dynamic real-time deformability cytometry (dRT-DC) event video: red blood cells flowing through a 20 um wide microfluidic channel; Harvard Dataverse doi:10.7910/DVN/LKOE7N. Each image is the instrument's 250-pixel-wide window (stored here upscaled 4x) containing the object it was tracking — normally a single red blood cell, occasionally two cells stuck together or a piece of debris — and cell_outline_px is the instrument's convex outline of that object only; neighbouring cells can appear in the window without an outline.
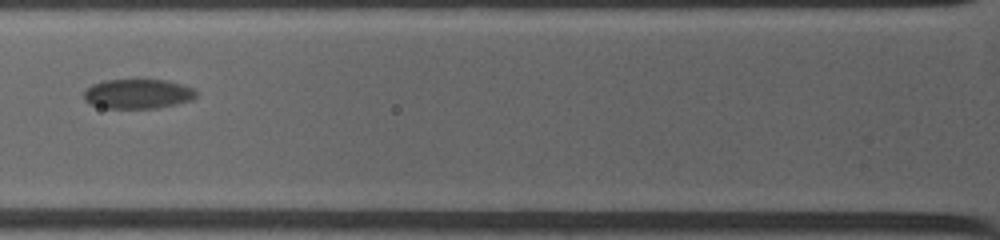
{"species": "common noctule bat (a hibernating species)", "species_latin": "Nyctalus noctula", "temperature_condition": "warm", "stored_images_in_passage": 7, "camera_frame_rate_fps": 4500, "um_per_image_px": 0.085, "animal": {"sex": "female", "body_mass_g": 19.0, "forearm_length_mm": 53.3}, "frame": {"image": 1, "passage_image": 3, "time_ms": 2.222, "image_size_px": [1000, 240], "cell_outline_px": [[196, 96], [192, 100], [176, 104], [156, 108], [108, 108], [88, 104], [84, 100], [84, 92], [92, 84], [104, 80], [168, 80], [184, 84], [192, 88], [196, 92]], "centroid_in_image_um": [11.72, 7.98], "position_along_channel_um": 114.1, "area_um2": 19.42}}
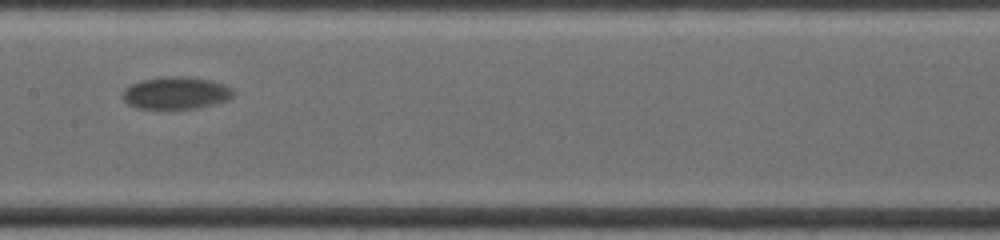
{"frame": {"image": 2, "passage_image": 5, "time_ms": 4.444, "image_size_px": [1000, 240], "cell_outline_px": [[236, 92], [228, 100], [216, 104], [196, 108], [136, 108], [128, 104], [120, 96], [120, 92], [124, 88], [140, 80], [160, 76], [188, 76], [212, 80], [224, 84], [232, 88]], "centroid_in_image_um": [14.95, 7.88], "position_along_channel_um": 192.5, "area_um2": 21.27}}
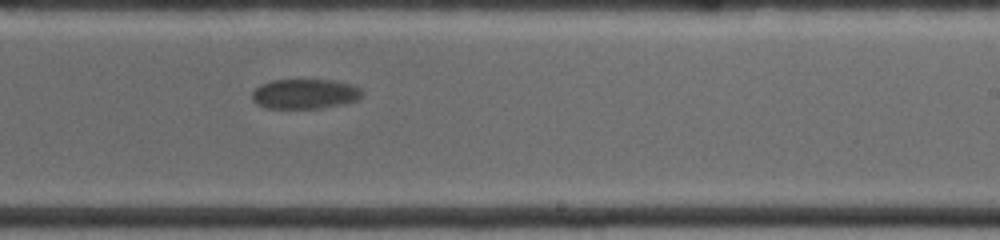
{"frame": {"image": 3, "passage_image": 7, "time_ms": 6.444, "image_size_px": [1000, 240], "cell_outline_px": [[364, 92], [356, 100], [344, 104], [320, 108], [264, 108], [256, 104], [252, 100], [252, 92], [260, 84], [272, 80], [332, 80], [352, 84], [360, 88]], "centroid_in_image_um": [25.9, 7.98], "position_along_channel_um": 263.1, "area_um2": 19.25}}